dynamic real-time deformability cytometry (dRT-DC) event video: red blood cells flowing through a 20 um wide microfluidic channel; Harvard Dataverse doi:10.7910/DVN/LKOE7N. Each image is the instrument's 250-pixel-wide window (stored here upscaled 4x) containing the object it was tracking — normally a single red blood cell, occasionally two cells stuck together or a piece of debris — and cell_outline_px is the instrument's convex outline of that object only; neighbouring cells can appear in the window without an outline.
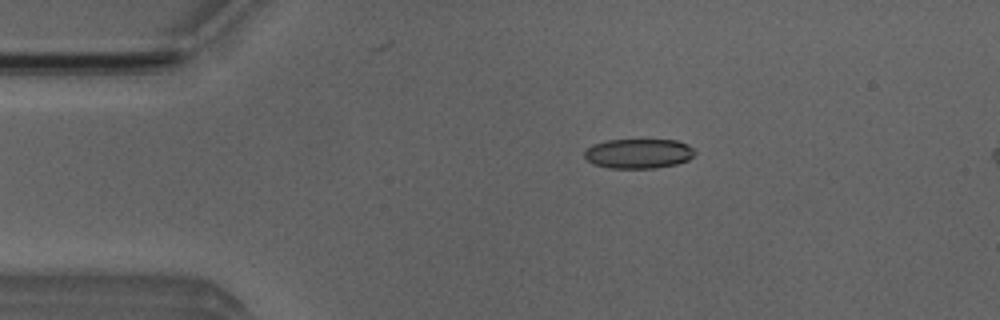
{"species": "Egyptian fruit bat (a non-hibernating species)", "species_latin": "Rousettus aegyptiacus", "temperature_condition": "room temperature", "stored_images_in_passage": 32, "camera_frame_rate_fps": 3000, "um_per_image_px": 0.085, "animal": {"sex": "male"}, "frame": {"image": 1, "passage_image": 10, "time_ms": 3.0, "image_size_px": [1000, 320], "cell_outline_px": [[696, 152], [688, 160], [676, 164], [656, 168], [608, 168], [596, 164], [588, 160], [584, 156], [584, 152], [592, 144], [608, 140], [676, 140], [688, 144]], "centroid_in_image_um": [54.29, 13.05], "position_along_channel_um": 30.7, "area_um2": 19.02}}
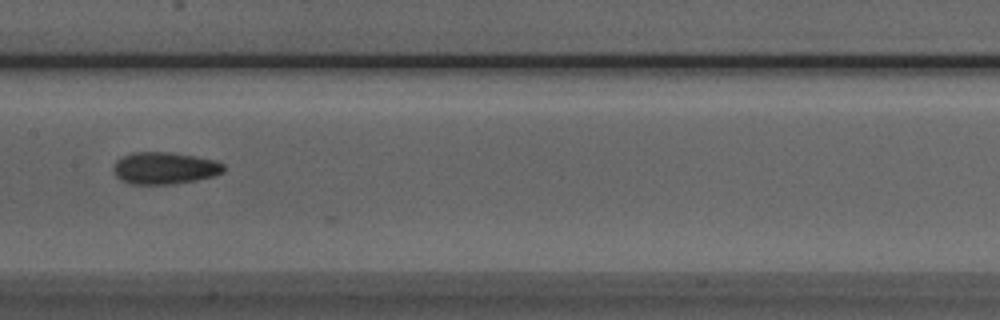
{"frame": {"image": 2, "passage_image": 26, "time_ms": 8.333, "image_size_px": [1000, 320], "cell_outline_px": [[224, 172], [216, 176], [196, 180], [172, 184], [128, 184], [120, 180], [116, 176], [112, 168], [116, 160], [132, 152], [168, 152], [216, 160], [224, 164]], "centroid_in_image_um": [13.98, 14.3], "position_along_channel_um": 193.4, "area_um2": 20.69}}
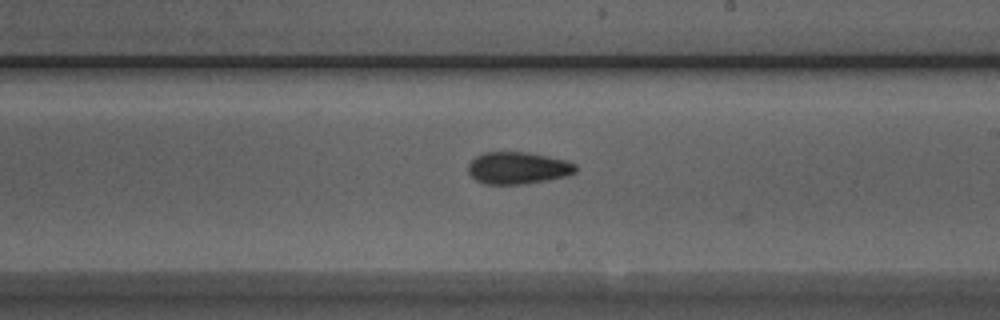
{"frame": {"image": 3, "passage_image": 30, "time_ms": 9.667, "image_size_px": [1000, 320], "cell_outline_px": [[576, 172], [568, 176], [548, 180], [524, 184], [484, 184], [476, 180], [468, 172], [468, 164], [476, 156], [484, 152], [528, 152], [564, 160], [576, 164]], "centroid_in_image_um": [44.02, 14.28], "position_along_channel_um": 245.0, "area_um2": 20.11}}